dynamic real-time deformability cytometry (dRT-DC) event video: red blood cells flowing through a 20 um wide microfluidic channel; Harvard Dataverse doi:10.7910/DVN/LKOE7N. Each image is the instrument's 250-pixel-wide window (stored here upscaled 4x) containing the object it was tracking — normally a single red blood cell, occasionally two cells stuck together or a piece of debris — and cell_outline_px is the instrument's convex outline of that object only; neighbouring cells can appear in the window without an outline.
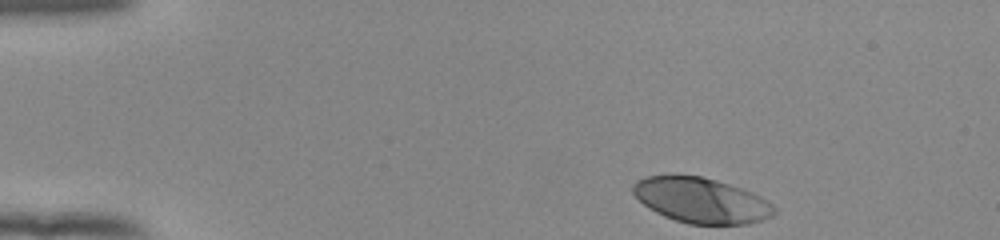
{"species": "human", "species_latin": "Homo sapiens", "temperature_condition": "room temperature", "stored_images_in_passage": 39, "camera_frame_rate_fps": 3000, "um_per_image_px": 0.085, "donor": {"sex": "female"}, "frame": {"image": 1, "passage_image": 1, "time_ms": 0.0, "image_size_px": [1000, 240], "cell_outline_px": [[776, 212], [772, 216], [764, 220], [748, 224], [688, 224], [664, 216], [648, 208], [632, 192], [632, 184], [636, 180], [648, 176], [700, 176], [716, 180], [740, 188], [760, 196], [772, 204], [776, 208]], "centroid_in_image_um": [59.61, 17.05], "position_along_channel_um": 25.4, "area_um2": 36.99}}
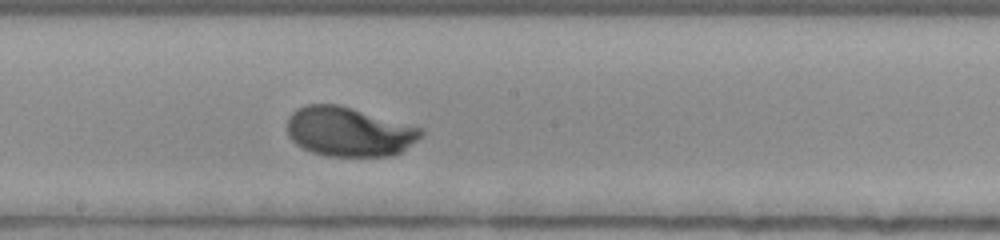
{"frame": {"image": 2, "passage_image": 23, "time_ms": 7.333, "image_size_px": [1000, 240], "cell_outline_px": [[424, 132], [416, 140], [400, 152], [388, 156], [328, 156], [312, 152], [296, 144], [288, 136], [288, 116], [296, 108], [304, 104], [336, 104], [352, 108], [424, 128]], "centroid_in_image_um": [29.64, 11.18], "position_along_channel_um": 218.6, "area_um2": 38.44}}
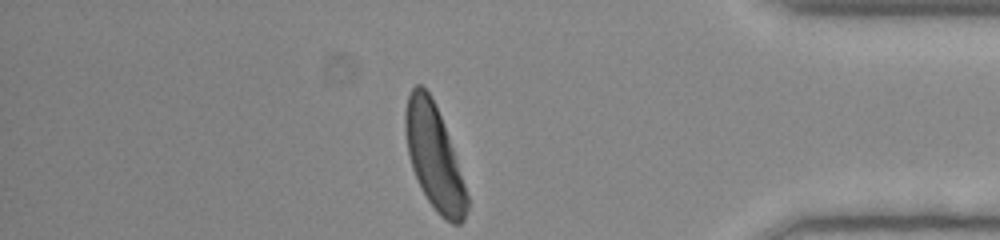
{"frame": {"image": 3, "passage_image": 39, "time_ms": 12.667, "image_size_px": [1000, 240], "cell_outline_px": [[468, 208], [464, 220], [460, 224], [452, 224], [440, 216], [428, 200], [412, 168], [408, 152], [404, 132], [404, 112], [408, 96], [412, 88], [416, 84], [420, 84], [432, 96], [448, 136], [468, 196]], "centroid_in_image_um": [36.88, 13.34], "position_along_channel_um": 398.3, "area_um2": 36.88}, "authors_computed_cell_mechanics": {"area_um2": 38.0324, "velocity_mm_per_s": 3.871, "shape_relaxation_time_tau1_ms": 2.46, "shape_relaxation_time_tau2_ms": null, "deformation_change_tau1": 0.1649, "deformation_change_tau2": null}}